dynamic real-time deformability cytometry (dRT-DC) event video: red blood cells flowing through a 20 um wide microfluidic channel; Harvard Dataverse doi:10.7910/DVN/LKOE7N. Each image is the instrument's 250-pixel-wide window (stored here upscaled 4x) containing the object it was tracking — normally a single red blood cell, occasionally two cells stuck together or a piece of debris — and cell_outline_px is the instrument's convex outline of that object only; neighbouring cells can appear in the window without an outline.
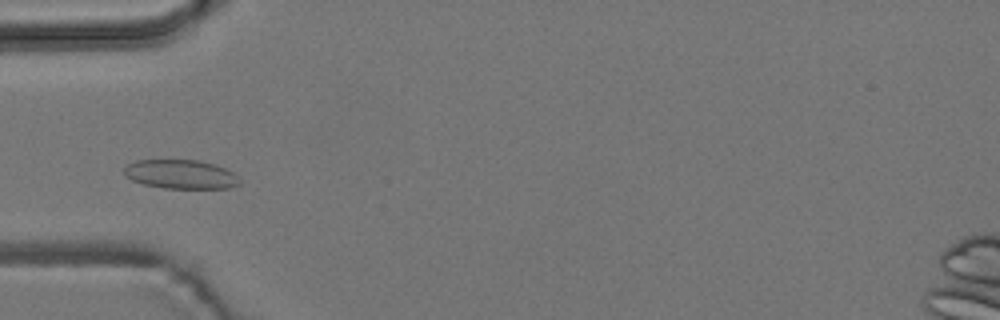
{"species": "common noctule bat (a hibernating species)", "species_latin": "Nyctalus noctula", "temperature_condition": "room temperature", "stored_images_in_passage": 9, "camera_frame_rate_fps": 3000, "um_per_image_px": 0.085, "animal": {"sex": "male", "body_mass_g": 19.2, "forearm_length_mm": 51.8}, "frame": {"image": 1, "passage_image": 3, "time_ms": 2.333, "image_size_px": [1000, 320], "cell_outline_px": [[240, 184], [232, 188], [164, 188], [144, 184], [132, 180], [124, 176], [124, 168], [128, 164], [136, 160], [200, 160], [224, 168], [232, 172], [240, 180]], "centroid_in_image_um": [15.35, 14.82], "position_along_channel_um": 69.7, "area_um2": 19.48}}
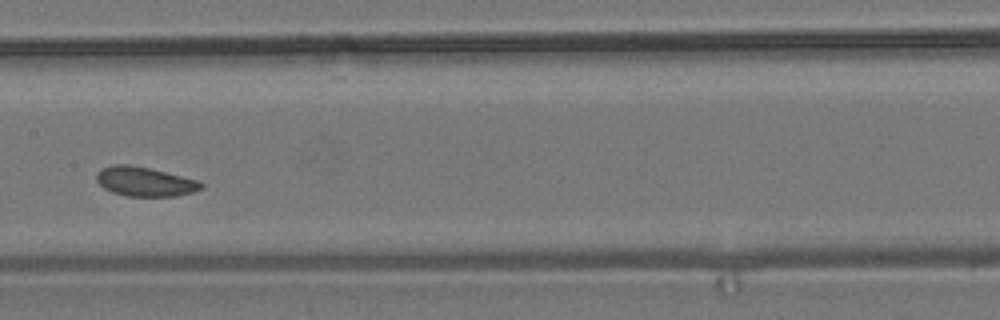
{"frame": {"image": 2, "passage_image": 6, "time_ms": 5.667, "image_size_px": [1000, 320], "cell_outline_px": [[204, 188], [192, 192], [176, 196], [128, 196], [112, 192], [104, 188], [96, 180], [96, 172], [100, 168], [112, 164], [128, 164], [148, 168], [200, 180], [204, 184]], "centroid_in_image_um": [12.31, 15.43], "position_along_channel_um": 195.1, "area_um2": 18.03}}
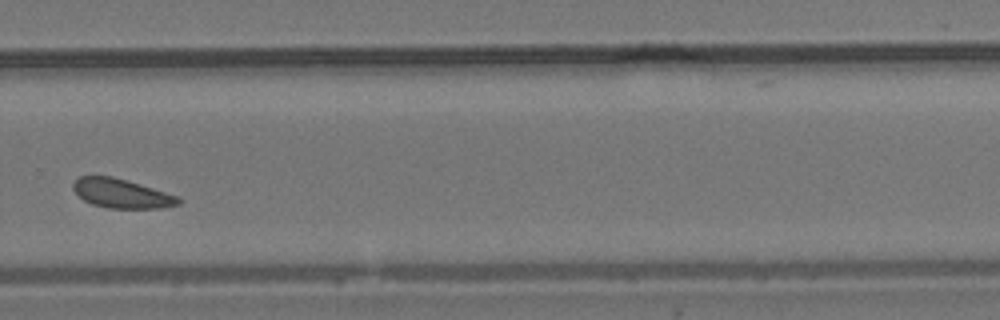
{"frame": {"image": 3, "passage_image": 9, "time_ms": 9.0, "image_size_px": [1000, 320], "cell_outline_px": [[184, 200], [180, 204], [160, 208], [108, 208], [92, 204], [84, 200], [72, 188], [72, 184], [80, 176], [112, 176], [140, 184], [180, 196]], "centroid_in_image_um": [10.38, 16.45], "position_along_channel_um": 319.4, "area_um2": 17.92}}